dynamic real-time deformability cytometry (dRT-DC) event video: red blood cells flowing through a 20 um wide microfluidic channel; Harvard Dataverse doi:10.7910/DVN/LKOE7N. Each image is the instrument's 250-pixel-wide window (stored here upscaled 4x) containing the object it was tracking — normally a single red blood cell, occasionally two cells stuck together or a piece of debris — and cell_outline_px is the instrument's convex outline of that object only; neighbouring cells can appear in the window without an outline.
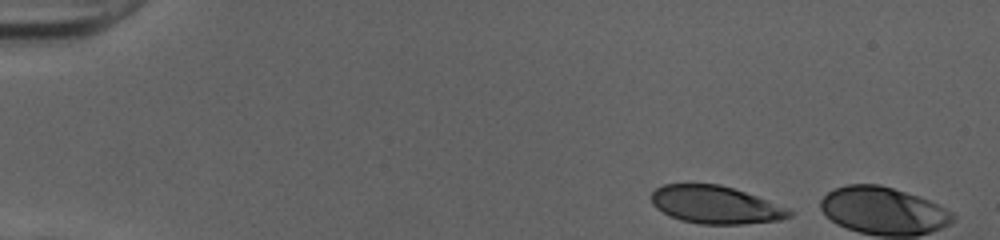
{"species": "human", "species_latin": "Homo sapiens", "temperature_condition": "cold", "stored_images_in_passage": 5, "camera_frame_rate_fps": 3000, "um_per_image_px": 0.085, "donor": {"sex": "female"}, "frame": {"image": 1, "passage_image": 1, "time_ms": 0.0, "image_size_px": [1000, 240], "cell_outline_px": [[792, 216], [780, 220], [740, 224], [700, 224], [680, 220], [656, 208], [652, 204], [652, 192], [656, 188], [664, 184], [720, 184], [756, 196], [788, 208], [792, 212]], "centroid_in_image_um": [60.81, 17.41], "position_along_channel_um": 24.2, "area_um2": 30.06}}